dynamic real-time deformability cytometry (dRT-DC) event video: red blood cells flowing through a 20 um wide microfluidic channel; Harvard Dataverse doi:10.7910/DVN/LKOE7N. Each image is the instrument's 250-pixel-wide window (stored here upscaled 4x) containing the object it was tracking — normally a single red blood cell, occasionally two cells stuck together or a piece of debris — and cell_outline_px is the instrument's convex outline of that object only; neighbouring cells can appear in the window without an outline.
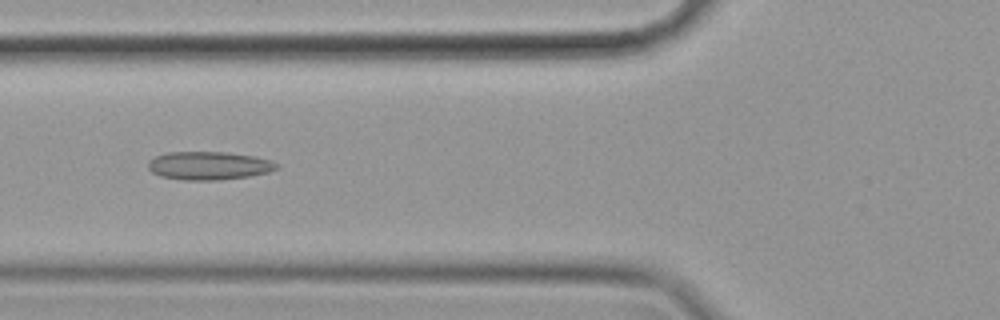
{"species": "common noctule bat (a hibernating species)", "species_latin": "Nyctalus noctula", "temperature_condition": "cold", "stored_images_in_passage": 52, "camera_frame_rate_fps": 3000, "um_per_image_px": 0.085, "animal": {"sex": "female", "body_mass_g": 19.9}, "frame": {"image": 1, "passage_image": 21, "time_ms": 6.667, "image_size_px": [1000, 320], "cell_outline_px": [[280, 168], [268, 172], [248, 176], [216, 180], [184, 180], [160, 176], [152, 172], [148, 168], [148, 160], [156, 156], [168, 152], [224, 152], [256, 156], [272, 160], [280, 164]], "centroid_in_image_um": [17.78, 14.07], "position_along_channel_um": 108.0, "area_um2": 21.27}}
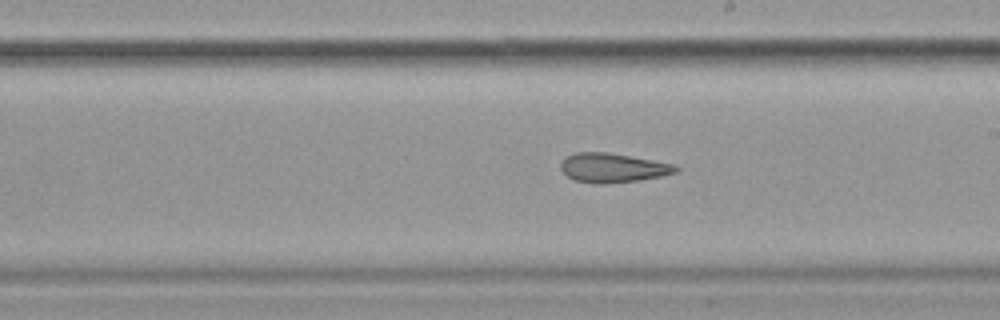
{"frame": {"image": 2, "passage_image": 32, "time_ms": 10.333, "image_size_px": [1000, 320], "cell_outline_px": [[680, 168], [676, 172], [660, 176], [640, 180], [604, 184], [592, 184], [576, 180], [568, 176], [560, 168], [560, 164], [568, 156], [576, 152], [608, 152], [672, 164]], "centroid_in_image_um": [52.07, 14.27], "position_along_channel_um": 236.9, "area_um2": 19.36}}
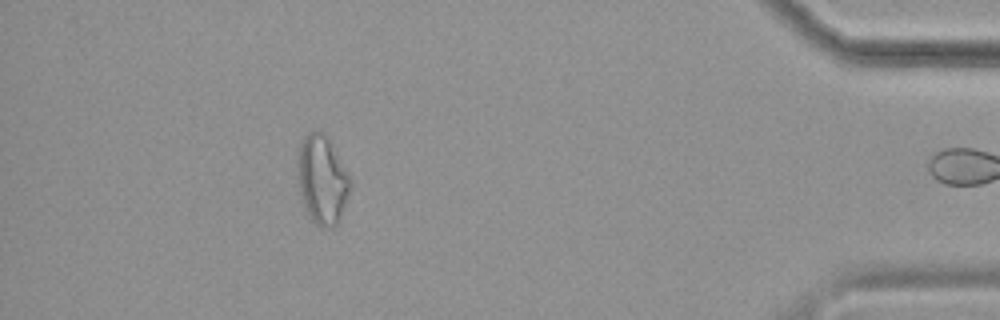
{"frame": {"image": 3, "passage_image": 51, "time_ms": 16.667, "image_size_px": [1000, 320], "cell_outline_px": [[352, 184], [348, 196], [336, 224], [332, 228], [320, 228], [312, 220], [304, 204], [296, 184], [296, 156], [300, 140], [308, 132], [316, 128], [320, 128], [324, 132], [352, 180]], "centroid_in_image_um": [27.33, 15.21], "position_along_channel_um": 407.9, "area_um2": 27.74}, "authors_computed_cell_mechanics": {"area_um2": 21.7039, "velocity_mm_per_s": 3.5134, "shape_relaxation_time_tau1_ms": null, "shape_relaxation_time_tau2_ms": 4.3041, "deformation_change_tau1": null, "deformation_change_tau2": 0.1389}}